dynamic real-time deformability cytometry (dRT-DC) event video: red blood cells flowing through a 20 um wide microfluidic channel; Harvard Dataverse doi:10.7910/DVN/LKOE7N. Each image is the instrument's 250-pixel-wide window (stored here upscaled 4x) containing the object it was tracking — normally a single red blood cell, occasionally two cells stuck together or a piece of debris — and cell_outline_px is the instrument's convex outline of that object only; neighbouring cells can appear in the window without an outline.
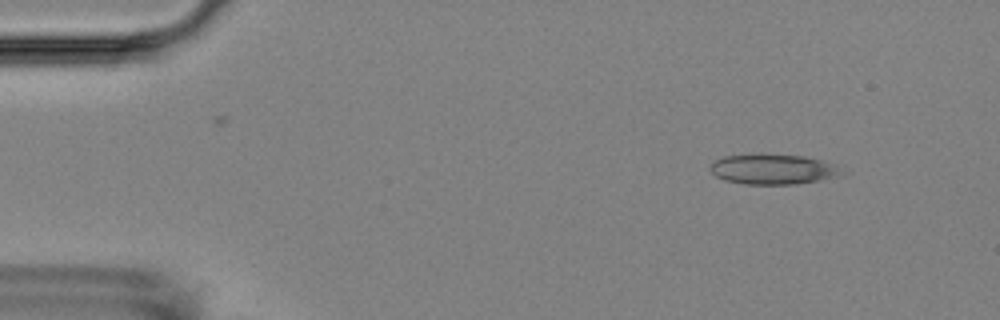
{"species": "Egyptian fruit bat (a non-hibernating species)", "species_latin": "Rousettus aegyptiacus", "temperature_condition": "room temperature", "stored_images_in_passage": 4, "camera_frame_rate_fps": 3000, "um_per_image_px": 0.085, "animal": {"sex": "female"}, "frame": {"image": 1, "passage_image": 1, "time_ms": 0.0, "image_size_px": [1000, 320], "cell_outline_px": [[844, 176], [796, 184], [744, 184], [724, 180], [716, 176], [708, 168], [712, 160], [724, 156], [804, 156], [824, 160], [844, 172]], "centroid_in_image_um": [65.71, 14.42], "position_along_channel_um": 19.3, "area_um2": 22.66}}